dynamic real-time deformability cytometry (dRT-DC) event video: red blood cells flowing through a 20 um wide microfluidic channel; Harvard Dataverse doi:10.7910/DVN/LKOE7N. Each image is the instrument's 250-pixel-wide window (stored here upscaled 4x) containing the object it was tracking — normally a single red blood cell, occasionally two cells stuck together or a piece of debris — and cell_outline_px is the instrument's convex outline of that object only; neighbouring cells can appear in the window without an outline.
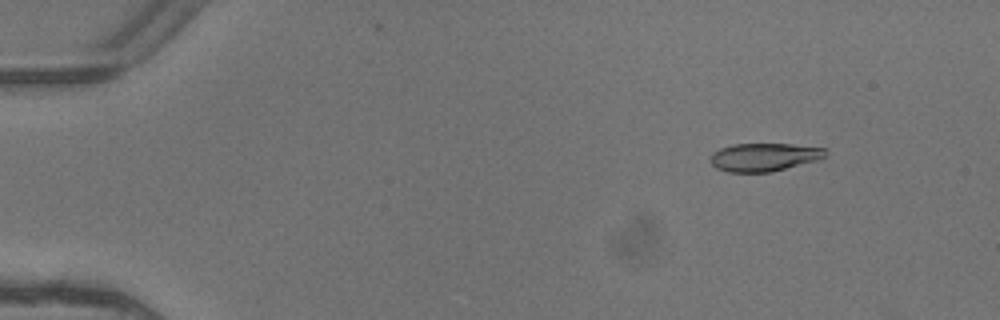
{"species": "common noctule bat (a hibernating species)", "species_latin": "Nyctalus noctula", "temperature_condition": "warm", "stored_images_in_passage": 4, "camera_frame_rate_fps": 3000, "um_per_image_px": 0.085, "animal": {"sex": "female"}, "frame": {"image": 1, "passage_image": 1, "time_ms": 0.0, "image_size_px": [1000, 320], "cell_outline_px": [[828, 152], [820, 160], [772, 172], [728, 172], [716, 168], [708, 160], [712, 152], [720, 148], [732, 144], [792, 144], [824, 148]], "centroid_in_image_um": [64.94, 13.36], "position_along_channel_um": 20.1, "area_um2": 19.13}}
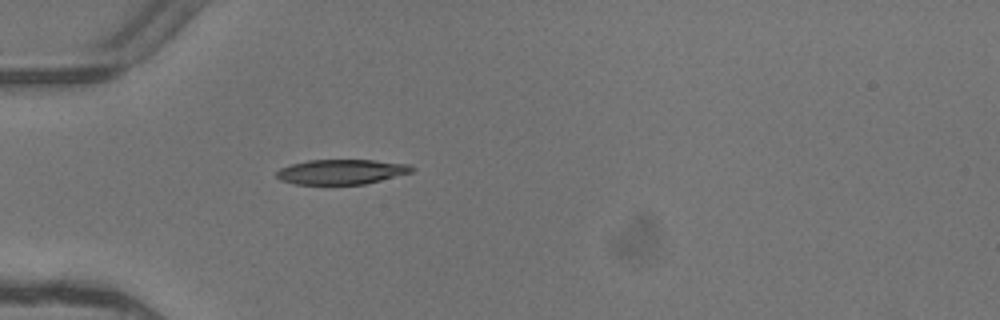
{"frame": {"image": 2, "passage_image": 4, "time_ms": 1.0, "image_size_px": [1000, 320], "cell_outline_px": [[416, 168], [412, 172], [364, 184], [292, 184], [280, 180], [276, 176], [276, 172], [280, 168], [292, 164], [308, 160], [376, 160], [408, 164]], "centroid_in_image_um": [29.01, 14.6], "position_along_channel_um": 56.0, "area_um2": 19.59}}